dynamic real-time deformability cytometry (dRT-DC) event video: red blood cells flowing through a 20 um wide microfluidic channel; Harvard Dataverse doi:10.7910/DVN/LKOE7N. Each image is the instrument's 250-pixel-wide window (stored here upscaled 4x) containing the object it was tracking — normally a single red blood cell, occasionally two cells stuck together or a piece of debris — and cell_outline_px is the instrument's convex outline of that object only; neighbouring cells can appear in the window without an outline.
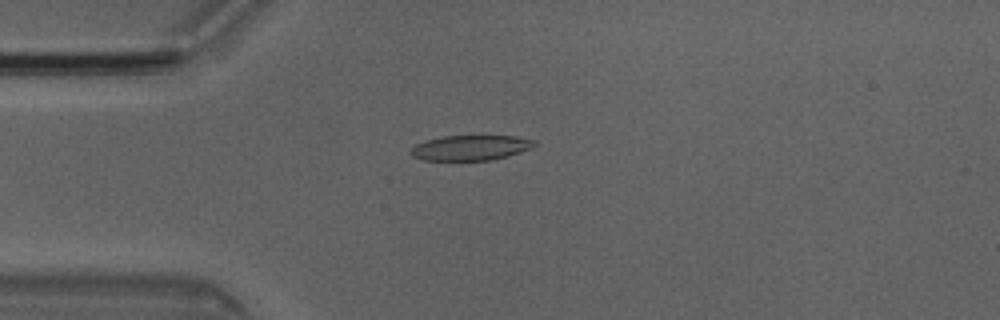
{"species": "Egyptian fruit bat (a non-hibernating species)", "species_latin": "Rousettus aegyptiacus", "temperature_condition": "room temperature", "stored_images_in_passage": 50, "camera_frame_rate_fps": 3000, "um_per_image_px": 0.085, "animal": {"sex": "male"}, "frame": {"image": 1, "passage_image": 13, "time_ms": 4.0, "image_size_px": [1000, 320], "cell_outline_px": [[536, 144], [532, 148], [508, 156], [492, 160], [424, 160], [412, 156], [408, 152], [416, 144], [424, 140], [444, 136], [512, 136], [536, 140]], "centroid_in_image_um": [39.99, 12.56], "position_along_channel_um": 45.0, "area_um2": 18.15}}
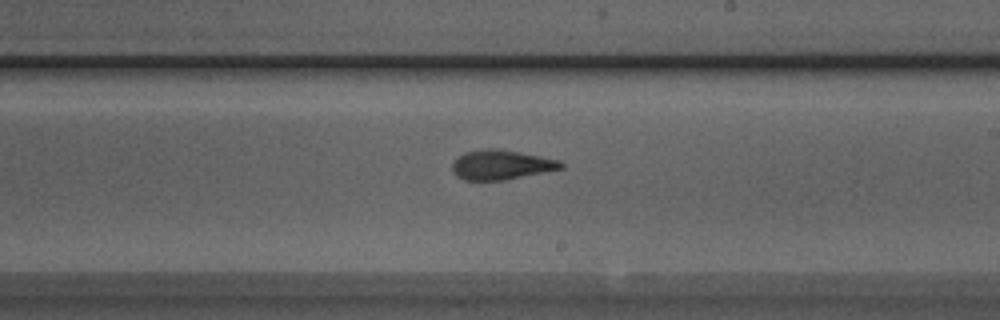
{"frame": {"image": 2, "passage_image": 29, "time_ms": 9.333, "image_size_px": [1000, 320], "cell_outline_px": [[564, 168], [504, 180], [464, 180], [456, 176], [452, 168], [452, 164], [464, 152], [484, 148], [496, 148], [520, 152], [560, 160], [564, 164]], "centroid_in_image_um": [42.61, 14.0], "position_along_channel_um": 246.4, "area_um2": 18.73}}
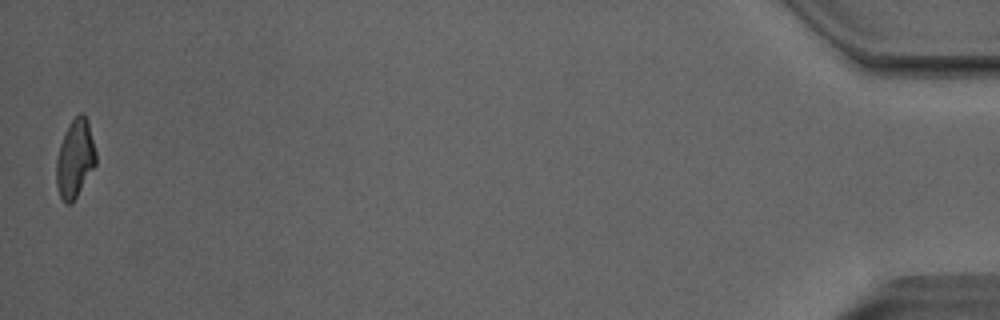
{"frame": {"image": 3, "passage_image": 50, "time_ms": 16.333, "image_size_px": [1000, 320], "cell_outline_px": [[96, 164], [72, 204], [64, 204], [56, 188], [56, 160], [60, 144], [72, 120], [80, 112], [84, 112], [88, 120], [96, 152]], "centroid_in_image_um": [6.38, 13.51], "position_along_channel_um": 428.8, "area_um2": 18.03}, "authors_computed_cell_mechanics": {"area_um2": 18.785, "velocity_mm_per_s": 4.0652, "shape_relaxation_time_tau1_ms": 4.1137, "shape_relaxation_time_tau2_ms": 1.3839, "deformation_change_tau1": 0.1631, "deformation_change_tau2": 0.0874}}